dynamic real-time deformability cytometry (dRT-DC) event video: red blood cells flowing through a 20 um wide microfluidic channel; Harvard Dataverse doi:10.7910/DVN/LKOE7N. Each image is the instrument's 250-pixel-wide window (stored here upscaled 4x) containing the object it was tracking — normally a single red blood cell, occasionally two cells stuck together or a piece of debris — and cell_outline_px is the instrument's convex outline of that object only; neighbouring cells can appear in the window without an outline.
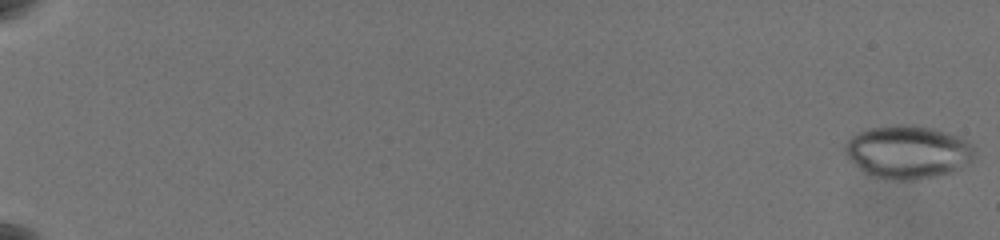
{"species": "common noctule bat (a hibernating species)", "species_latin": "Nyctalus noctula", "temperature_condition": "warm", "stored_images_in_passage": 65, "camera_frame_rate_fps": 3000, "um_per_image_px": 0.085, "animal": {"sex": "female", "body_mass_g": 19.5, "forearm_length_mm": 54.1}, "frame": {"image": 1, "passage_image": 1, "time_ms": 0.0, "image_size_px": [1000, 240], "cell_outline_px": [[976, 156], [968, 164], [952, 172], [936, 176], [912, 180], [884, 180], [868, 176], [848, 160], [844, 152], [844, 144], [852, 136], [860, 132], [872, 128], [892, 124], [916, 124], [936, 128], [968, 140], [976, 148]], "centroid_in_image_um": [77.17, 12.92], "position_along_channel_um": 7.8, "area_um2": 41.1}}
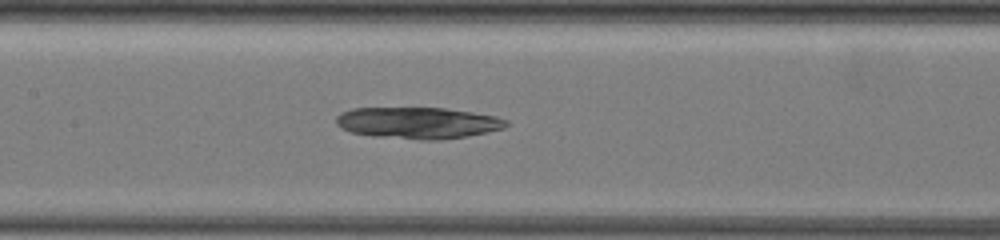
{"frame": {"image": 2, "passage_image": 36, "time_ms": 11.0, "image_size_px": [1000, 240], "cell_outline_px": [[508, 124], [504, 128], [488, 132], [468, 136], [440, 140], [420, 140], [372, 136], [352, 132], [340, 128], [336, 124], [336, 116], [340, 112], [352, 108], [444, 108], [472, 112], [496, 116], [508, 120]], "centroid_in_image_um": [35.51, 10.45], "position_along_channel_um": 171.9, "area_um2": 31.44}}
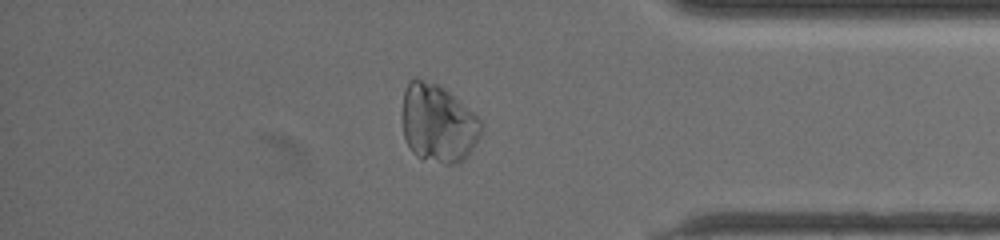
{"frame": {"image": 3, "passage_image": 59, "time_ms": 17.667, "image_size_px": [1000, 240], "cell_outline_px": [[484, 128], [480, 136], [468, 156], [456, 164], [444, 164], [416, 156], [412, 152], [404, 136], [400, 116], [400, 112], [404, 92], [408, 80], [420, 80], [440, 84], [472, 112], [484, 124]], "centroid_in_image_um": [37.21, 10.49], "position_along_channel_um": 398.0, "area_um2": 36.24}}